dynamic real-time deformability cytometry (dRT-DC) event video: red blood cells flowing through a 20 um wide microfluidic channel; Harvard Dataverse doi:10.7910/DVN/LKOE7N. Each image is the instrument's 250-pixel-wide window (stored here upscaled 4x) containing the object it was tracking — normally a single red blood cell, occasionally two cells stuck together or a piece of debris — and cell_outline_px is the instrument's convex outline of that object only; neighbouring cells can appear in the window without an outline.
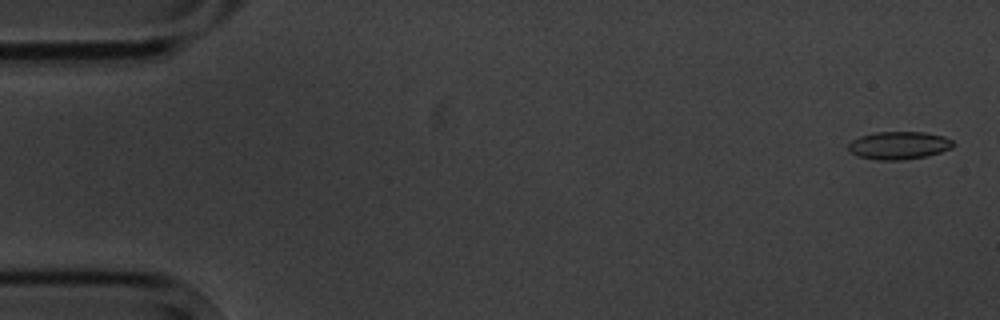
{"species": "common noctule bat (a hibernating species)", "species_latin": "Nyctalus noctula", "temperature_condition": "cold", "stored_images_in_passage": 5, "segment_of_instrument_passage": [1, 2], "camera_frame_rate_fps": 3000, "um_per_image_px": 0.085, "animal": {"sex": "male", "body_mass_g": 20.1, "forearm_length_mm": 53.5}, "frame": {"image": 1, "passage_image": 1, "time_ms": 0.0, "image_size_px": [1000, 320], "cell_outline_px": [[956, 144], [952, 148], [928, 156], [904, 160], [876, 160], [856, 156], [848, 152], [848, 144], [852, 140], [860, 136], [876, 132], [924, 132], [944, 136], [952, 140]], "centroid_in_image_um": [76.4, 12.37], "position_along_channel_um": 8.6, "area_um2": 17.28}}
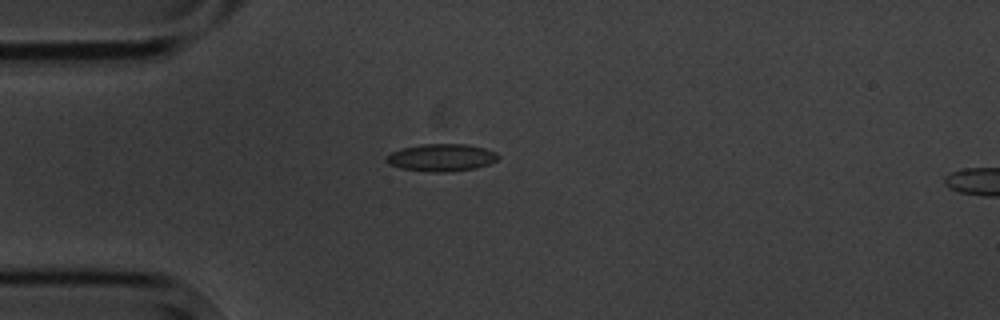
{"frame": {"image": 2, "passage_image": 4, "time_ms": 4.333, "image_size_px": [1000, 320], "cell_outline_px": [[500, 156], [496, 160], [488, 164], [476, 168], [448, 172], [432, 172], [400, 168], [388, 164], [384, 160], [384, 156], [392, 152], [404, 148], [420, 144], [468, 144], [484, 148], [496, 152]], "centroid_in_image_um": [37.5, 13.39], "position_along_channel_um": 47.5, "area_um2": 17.92}}